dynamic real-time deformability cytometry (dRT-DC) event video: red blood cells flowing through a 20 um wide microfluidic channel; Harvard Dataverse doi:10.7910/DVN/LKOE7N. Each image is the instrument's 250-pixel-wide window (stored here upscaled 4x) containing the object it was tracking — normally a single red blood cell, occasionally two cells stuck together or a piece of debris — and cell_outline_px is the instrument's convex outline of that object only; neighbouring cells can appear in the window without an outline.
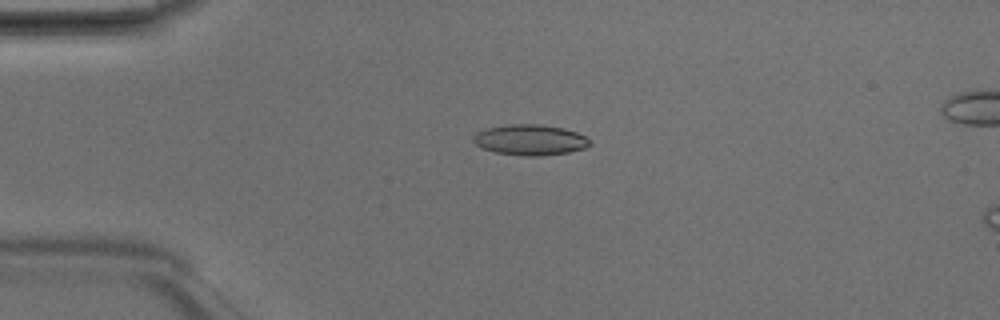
{"species": "Egyptian fruit bat (a non-hibernating species)", "species_latin": "Rousettus aegyptiacus", "temperature_condition": "room temperature", "stored_images_in_passage": 5, "camera_frame_rate_fps": 3000, "um_per_image_px": 0.085, "animal": {"sex": "male"}, "frame": {"image": 1, "passage_image": 3, "time_ms": 0.667, "image_size_px": [1000, 320], "cell_outline_px": [[592, 144], [584, 148], [568, 152], [540, 156], [524, 156], [496, 152], [480, 148], [472, 140], [472, 136], [476, 132], [484, 128], [512, 124], [540, 124], [564, 128], [576, 132], [584, 136]], "centroid_in_image_um": [45.01, 11.88], "position_along_channel_um": 40.0, "area_um2": 20.87}}